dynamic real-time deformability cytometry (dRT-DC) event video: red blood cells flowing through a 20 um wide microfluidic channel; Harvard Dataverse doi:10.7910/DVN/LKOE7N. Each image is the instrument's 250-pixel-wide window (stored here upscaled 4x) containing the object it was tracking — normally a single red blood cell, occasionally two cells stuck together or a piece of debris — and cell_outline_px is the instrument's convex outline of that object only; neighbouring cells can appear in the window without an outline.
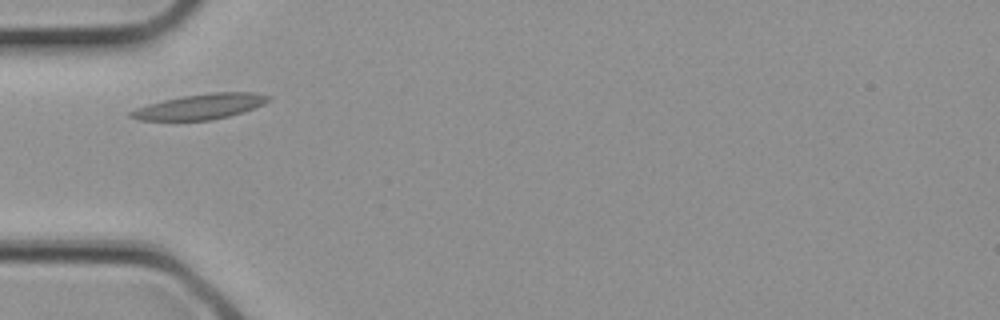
{"species": "common noctule bat (a hibernating species)", "species_latin": "Nyctalus noctula", "temperature_condition": "cold", "stored_images_in_passage": 1, "camera_frame_rate_fps": 3000, "um_per_image_px": 0.085, "animal": {"sex": "female", "body_mass_g": 21.9}, "frame": {"image": 1, "passage_image": 1, "time_ms": 0.0, "image_size_px": [1000, 320], "cell_outline_px": [[272, 100], [264, 104], [228, 116], [212, 120], [140, 120], [128, 116], [128, 112], [136, 108], [148, 104], [180, 96], [208, 92], [256, 92], [272, 96]], "centroid_in_image_um": [17.04, 9.04], "position_along_channel_um": 68.0, "area_um2": 20.35}}